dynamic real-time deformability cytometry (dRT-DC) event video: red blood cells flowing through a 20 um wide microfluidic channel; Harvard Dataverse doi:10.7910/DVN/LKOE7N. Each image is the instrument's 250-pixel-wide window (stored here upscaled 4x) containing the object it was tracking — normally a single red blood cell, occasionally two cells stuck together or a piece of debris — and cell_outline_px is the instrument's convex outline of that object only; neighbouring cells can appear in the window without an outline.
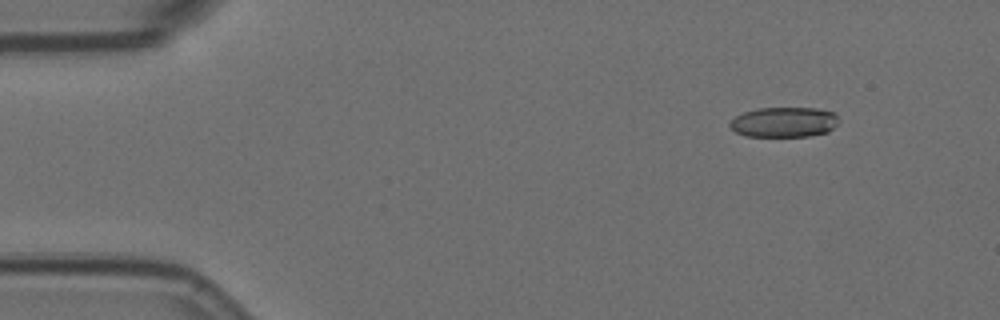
{"species": "Egyptian fruit bat (a non-hibernating species)", "species_latin": "Rousettus aegyptiacus", "temperature_condition": "room temperature", "stored_images_in_passage": 4, "camera_frame_rate_fps": 3000, "um_per_image_px": 0.085, "animal": {"sex": "female"}, "frame": {"image": 1, "passage_image": 2, "time_ms": 0.333, "image_size_px": [1000, 320], "cell_outline_px": [[836, 124], [828, 132], [808, 136], [744, 136], [736, 132], [728, 124], [736, 116], [744, 112], [760, 108], [816, 108], [832, 112], [836, 116]], "centroid_in_image_um": [66.61, 10.38], "position_along_channel_um": 18.4, "area_um2": 18.84}}